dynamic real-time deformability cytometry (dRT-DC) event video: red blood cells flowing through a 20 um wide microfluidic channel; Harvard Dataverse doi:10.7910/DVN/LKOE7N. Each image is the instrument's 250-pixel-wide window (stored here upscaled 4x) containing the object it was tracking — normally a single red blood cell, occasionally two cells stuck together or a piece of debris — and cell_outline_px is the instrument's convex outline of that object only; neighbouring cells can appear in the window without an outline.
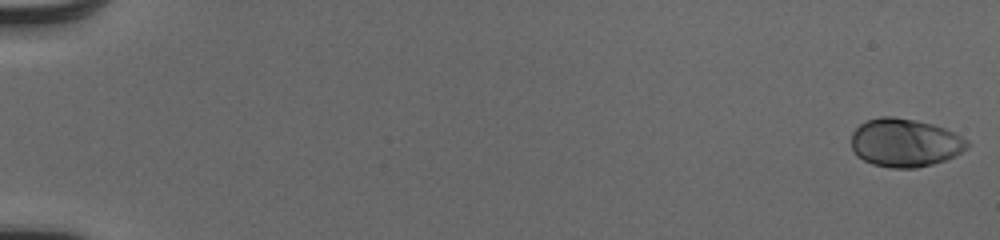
{"species": "human", "species_latin": "Homo sapiens", "temperature_condition": "cold", "stored_images_in_passage": 52, "camera_frame_rate_fps": 3000, "um_per_image_px": 0.085, "donor": {"sex": "male"}, "frame": {"image": 1, "passage_image": 1, "time_ms": 0.0, "image_size_px": [1000, 240], "cell_outline_px": [[972, 144], [968, 148], [956, 156], [932, 164], [916, 168], [892, 168], [872, 164], [856, 156], [852, 148], [852, 132], [860, 124], [868, 120], [880, 116], [892, 116], [916, 120], [932, 124], [944, 128], [968, 140]], "centroid_in_image_um": [76.93, 12.13], "position_along_channel_um": 8.1, "area_um2": 32.77}}
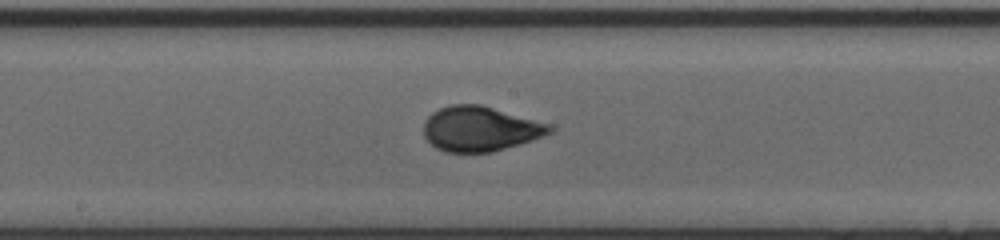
{"frame": {"image": 2, "passage_image": 30, "time_ms": 9.667, "image_size_px": [1000, 240], "cell_outline_px": [[556, 128], [552, 132], [544, 136], [532, 140], [492, 152], [444, 152], [436, 148], [424, 136], [424, 120], [432, 112], [448, 104], [480, 104], [552, 124]], "centroid_in_image_um": [40.83, 10.94], "position_along_channel_um": 207.4, "area_um2": 33.18}}
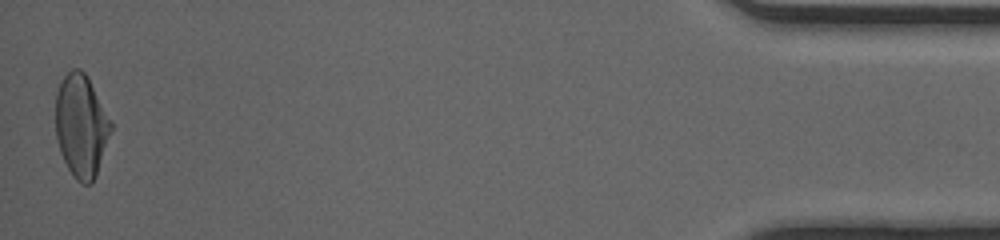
{"frame": {"image": 3, "passage_image": 52, "time_ms": 17.0, "image_size_px": [1000, 240], "cell_outline_px": [[112, 128], [92, 184], [80, 184], [72, 176], [60, 152], [56, 136], [56, 92], [64, 76], [72, 68], [80, 68], [88, 76], [112, 120]], "centroid_in_image_um": [6.9, 10.67], "position_along_channel_um": 428.3, "area_um2": 33.18}, "authors_computed_cell_mechanics": {"area_um2": 32.368, "velocity_mm_per_s": 4.0974, "shape_relaxation_time_tau1_ms": 3.013, "shape_relaxation_time_tau2_ms": null, "deformation_change_tau1": 0.1572, "deformation_change_tau2": null}}